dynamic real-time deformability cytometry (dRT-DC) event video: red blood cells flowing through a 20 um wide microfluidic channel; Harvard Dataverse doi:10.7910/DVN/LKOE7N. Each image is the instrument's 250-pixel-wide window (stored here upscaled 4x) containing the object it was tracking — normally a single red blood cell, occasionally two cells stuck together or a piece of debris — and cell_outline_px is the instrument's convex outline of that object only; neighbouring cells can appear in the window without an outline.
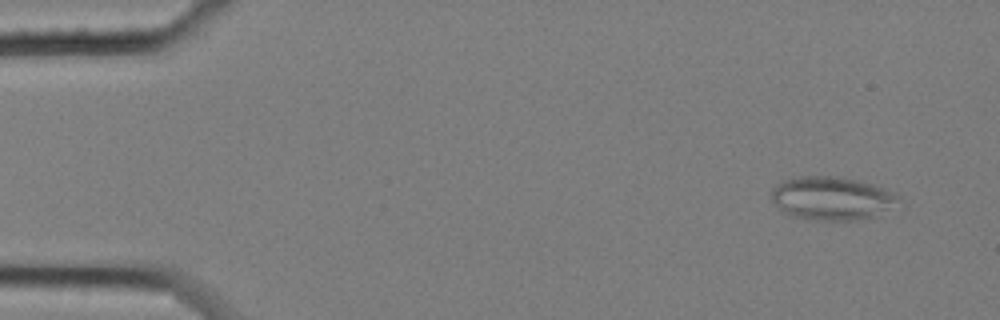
{"species": "common noctule bat (a hibernating species)", "species_latin": "Nyctalus noctula", "temperature_condition": "cold", "stored_images_in_passage": 56, "camera_frame_rate_fps": 3000, "um_per_image_px": 0.085, "animal": {"sex": "female", "body_mass_g": 25.1}, "frame": {"image": 1, "passage_image": 2, "time_ms": 0.333, "image_size_px": [1000, 320], "cell_outline_px": [[892, 196], [884, 208], [876, 216], [852, 220], [820, 220], [792, 216], [780, 208], [772, 200], [772, 188], [776, 184], [784, 180], [800, 176], [836, 176], [856, 180], [872, 184], [888, 192]], "centroid_in_image_um": [70.5, 16.84], "position_along_channel_um": 14.5, "area_um2": 30.52}}
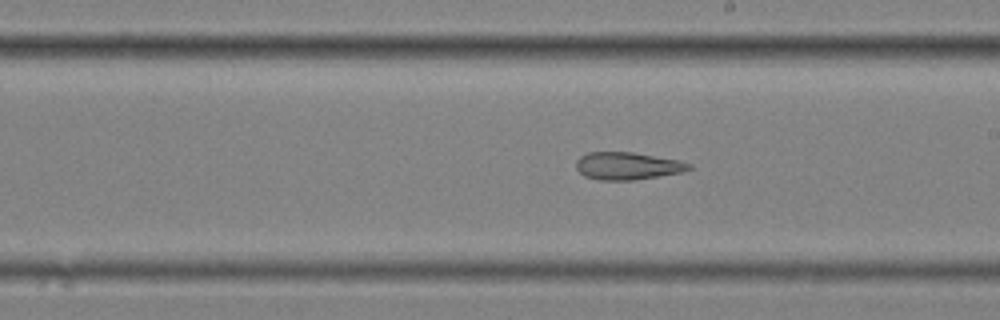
{"frame": {"image": 2, "passage_image": 31, "time_ms": 10.0, "image_size_px": [1000, 320], "cell_outline_px": [[692, 168], [680, 172], [660, 176], [632, 180], [600, 180], [584, 176], [576, 168], [576, 160], [580, 156], [588, 152], [632, 152], [680, 160], [692, 164]], "centroid_in_image_um": [53.33, 14.1], "position_along_channel_um": 235.7, "area_um2": 18.09}}
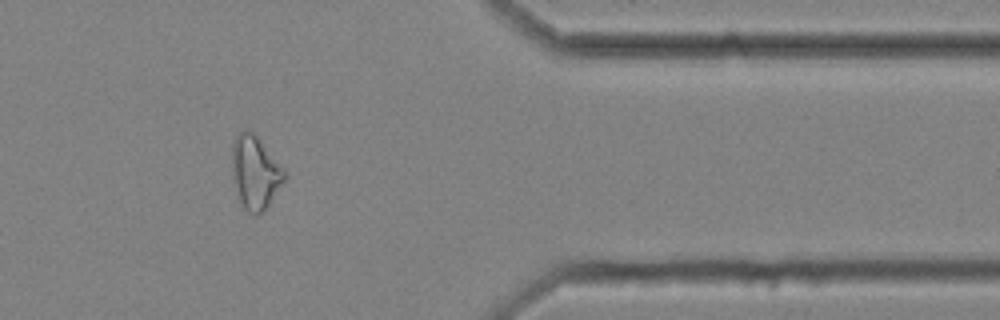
{"frame": {"image": 3, "passage_image": 46, "time_ms": 15.0, "image_size_px": [1000, 320], "cell_outline_px": [[288, 176], [264, 212], [248, 212], [244, 208], [240, 200], [232, 176], [232, 144], [236, 136], [244, 128], [248, 128], [256, 136], [288, 172]], "centroid_in_image_um": [21.71, 14.63], "position_along_channel_um": 389.7, "area_um2": 22.37}, "authors_computed_cell_mechanics": {"area_um2": 23.0622, "velocity_mm_per_s": 3.46, "shape_relaxation_time_tau1_ms": null, "shape_relaxation_time_tau2_ms": 4.9581, "deformation_change_tau1": null, "deformation_change_tau2": 0.1264}}